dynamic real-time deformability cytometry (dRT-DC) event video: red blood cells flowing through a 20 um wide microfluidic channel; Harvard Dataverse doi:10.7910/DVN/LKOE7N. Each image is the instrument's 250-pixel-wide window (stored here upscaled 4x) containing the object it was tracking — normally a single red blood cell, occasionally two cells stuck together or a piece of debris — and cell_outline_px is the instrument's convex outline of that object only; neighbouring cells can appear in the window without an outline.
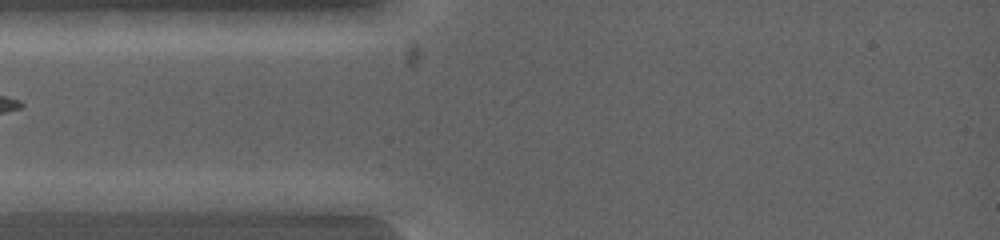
{"species": "common noctule bat (a hibernating species)", "species_latin": "Nyctalus noctula", "temperature_condition": "warm", "stored_images_in_passage": 2, "camera_frame_rate_fps": 5000, "um_per_image_px": 0.085, "animal": {"sex": "female", "body_mass_g": 19.0, "forearm_length_mm": 53.3}, "frame": {"image": 1, "passage_image": 1, "time_ms": 0.0, "image_size_px": [1000, 240], "cell_outline_px": [[104, 200], [84, 212], [28, 212], [12, 200], [20, 192], [72, 192]], "centroid_in_image_um": [4.7, 17.16], "position_along_channel_um": 80.3, "area_um2": 10.58}}